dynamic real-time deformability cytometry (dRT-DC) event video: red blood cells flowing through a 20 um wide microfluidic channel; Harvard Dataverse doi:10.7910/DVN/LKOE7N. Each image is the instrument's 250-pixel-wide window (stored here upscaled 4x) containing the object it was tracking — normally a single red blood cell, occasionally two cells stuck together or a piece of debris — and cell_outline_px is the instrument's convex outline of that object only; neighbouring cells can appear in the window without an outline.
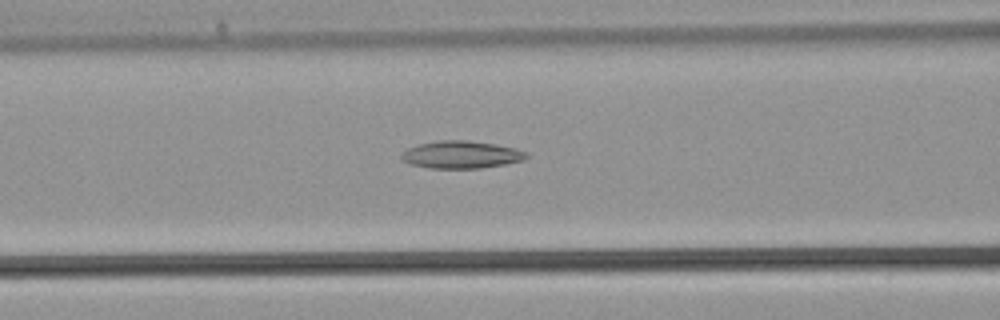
{"species": "common noctule bat (a hibernating species)", "species_latin": "Nyctalus noctula", "temperature_condition": "warm", "stored_images_in_passage": 22, "camera_frame_rate_fps": 3000, "um_per_image_px": 0.085, "animal": {"sex": "male", "body_mass_g": 21.5, "forearm_length_mm": 52.0}, "frame": {"image": 1, "passage_image": 5, "time_ms": 1.333, "image_size_px": [1000, 320], "cell_outline_px": [[528, 156], [524, 160], [504, 164], [480, 168], [428, 168], [412, 164], [400, 160], [400, 156], [408, 148], [420, 144], [440, 140], [468, 140], [496, 144], [516, 148], [528, 152]], "centroid_in_image_um": [39.23, 13.14], "position_along_channel_um": 127.4, "area_um2": 20.0}}
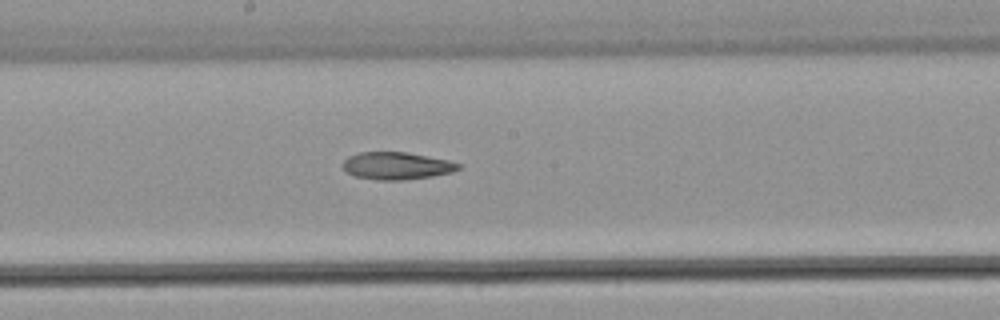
{"frame": {"image": 2, "passage_image": 10, "time_ms": 3.0, "image_size_px": [1000, 320], "cell_outline_px": [[460, 168], [452, 172], [432, 176], [404, 180], [380, 180], [356, 176], [348, 172], [340, 164], [348, 156], [360, 152], [408, 152], [448, 160], [460, 164]], "centroid_in_image_um": [33.71, 14.08], "position_along_channel_um": 214.5, "area_um2": 18.38}}
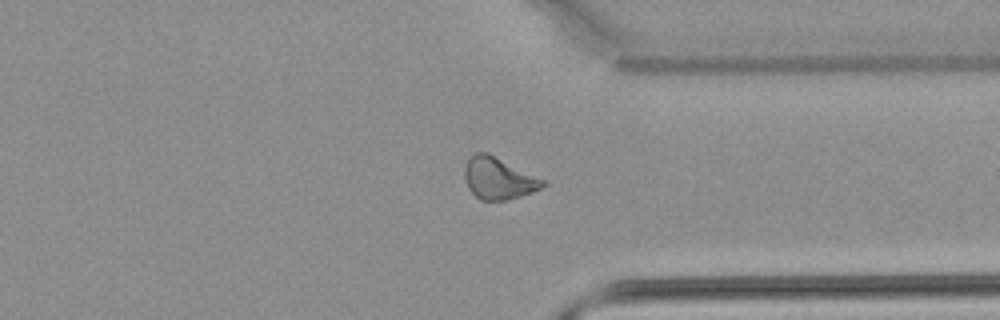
{"frame": {"image": 3, "passage_image": 19, "time_ms": 6.0, "image_size_px": [1000, 320], "cell_outline_px": [[548, 184], [532, 192], [508, 200], [480, 200], [468, 188], [464, 180], [464, 168], [468, 156], [476, 152], [488, 152], [548, 180]], "centroid_in_image_um": [42.39, 15.13], "position_along_channel_um": 369.0, "area_um2": 19.59}}